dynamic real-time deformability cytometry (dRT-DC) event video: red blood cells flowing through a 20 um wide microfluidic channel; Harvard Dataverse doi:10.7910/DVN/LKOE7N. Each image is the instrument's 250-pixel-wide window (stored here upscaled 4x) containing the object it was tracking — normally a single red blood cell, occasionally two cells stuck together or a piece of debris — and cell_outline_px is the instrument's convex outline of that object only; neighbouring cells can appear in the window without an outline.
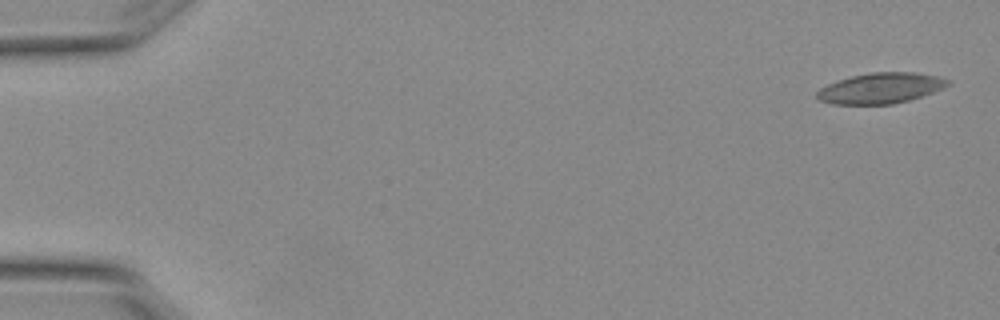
{"species": "Egyptian fruit bat (a non-hibernating species)", "species_latin": "Rousettus aegyptiacus", "temperature_condition": "warm", "stored_images_in_passage": 5, "camera_frame_rate_fps": 3000, "um_per_image_px": 0.085, "animal": {"sex": "female"}, "frame": {"image": 1, "passage_image": 1, "time_ms": 0.0, "image_size_px": [1000, 320], "cell_outline_px": [[952, 84], [944, 88], [908, 100], [892, 104], [832, 104], [820, 100], [816, 96], [816, 92], [820, 88], [828, 84], [852, 76], [872, 72], [916, 72], [940, 76], [952, 80]], "centroid_in_image_um": [74.91, 7.48], "position_along_channel_um": 10.1, "area_um2": 23.35}}
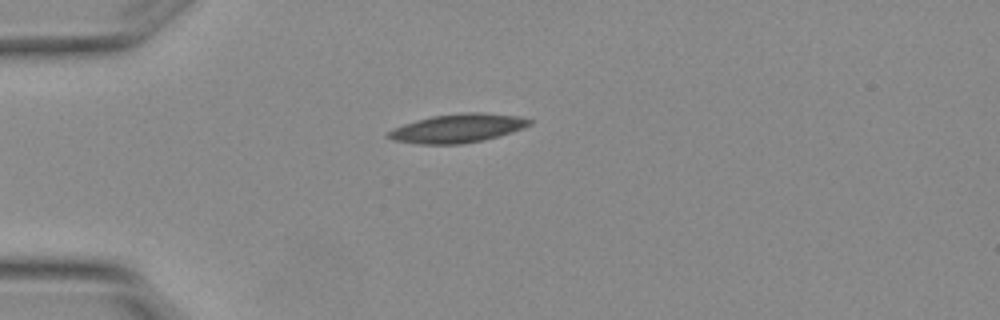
{"frame": {"image": 2, "passage_image": 4, "time_ms": 1.0, "image_size_px": [1000, 320], "cell_outline_px": [[532, 124], [524, 128], [512, 132], [480, 140], [460, 144], [420, 144], [396, 140], [384, 136], [392, 128], [416, 120], [432, 116], [464, 112], [484, 112], [520, 116], [532, 120]], "centroid_in_image_um": [38.91, 10.89], "position_along_channel_um": 46.1, "area_um2": 23.52}}